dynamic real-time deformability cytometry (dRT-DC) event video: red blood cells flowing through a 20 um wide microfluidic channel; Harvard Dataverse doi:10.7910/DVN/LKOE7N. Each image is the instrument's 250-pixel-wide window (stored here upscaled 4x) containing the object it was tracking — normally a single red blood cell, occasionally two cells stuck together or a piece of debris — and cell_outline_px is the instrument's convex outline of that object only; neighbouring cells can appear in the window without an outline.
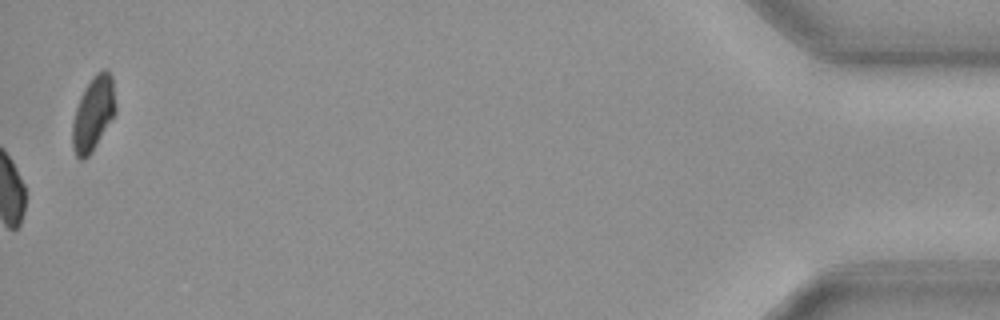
{"species": "common noctule bat (a hibernating species)", "species_latin": "Nyctalus noctula", "temperature_condition": "cold", "stored_images_in_passage": 49, "camera_frame_rate_fps": 3000, "um_per_image_px": 0.085, "animal": {"sex": "female", "body_mass_g": 19.3, "forearm_length_mm": 54.1}, "frame": {"image": 1, "passage_image": 49, "time_ms": 16.0, "image_size_px": [1000, 320], "cell_outline_px": [[116, 112], [92, 152], [84, 160], [80, 160], [76, 156], [72, 148], [72, 124], [76, 108], [80, 96], [84, 88], [92, 76], [96, 72], [104, 68], [108, 68], [112, 76], [116, 104]], "centroid_in_image_um": [7.93, 9.63], "position_along_channel_um": 427.3, "area_um2": 18.96}, "authors_computed_cell_mechanics": {"area_um2": 18.207, "velocity_mm_per_s": 3.5947, "shape_relaxation_time_tau1_ms": 2.598, "shape_relaxation_time_tau2_ms": null, "deformation_change_tau1": 0.0672, "deformation_change_tau2": null}}